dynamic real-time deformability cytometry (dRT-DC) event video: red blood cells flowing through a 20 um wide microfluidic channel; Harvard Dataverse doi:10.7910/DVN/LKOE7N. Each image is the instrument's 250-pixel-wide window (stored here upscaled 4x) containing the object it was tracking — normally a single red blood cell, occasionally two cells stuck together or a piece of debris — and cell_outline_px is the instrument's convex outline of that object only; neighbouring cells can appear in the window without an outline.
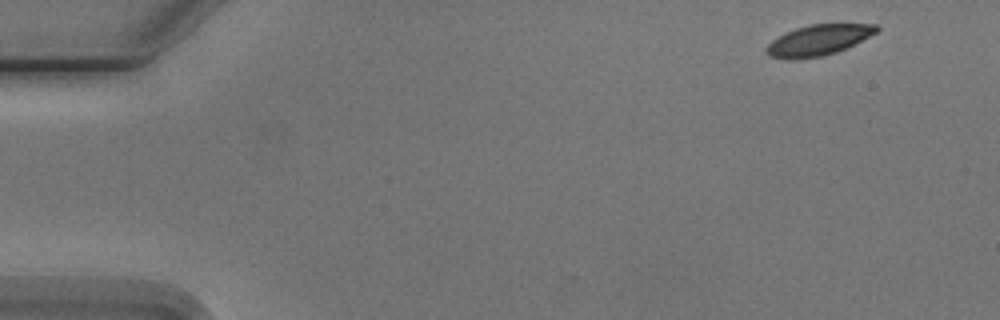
{"species": "Egyptian fruit bat (a non-hibernating species)", "species_latin": "Rousettus aegyptiacus", "temperature_condition": "cold", "stored_images_in_passage": 4, "camera_frame_rate_fps": 3000, "um_per_image_px": 0.085, "animal": {"sex": "male"}, "frame": {"image": 1, "passage_image": 1, "time_ms": 0.0, "image_size_px": [1000, 320], "cell_outline_px": [[880, 28], [876, 32], [836, 52], [820, 56], [796, 60], [788, 60], [768, 56], [764, 48], [772, 40], [784, 32], [808, 24], [880, 24]], "centroid_in_image_um": [69.48, 3.41], "position_along_channel_um": 15.5, "area_um2": 19.65}}